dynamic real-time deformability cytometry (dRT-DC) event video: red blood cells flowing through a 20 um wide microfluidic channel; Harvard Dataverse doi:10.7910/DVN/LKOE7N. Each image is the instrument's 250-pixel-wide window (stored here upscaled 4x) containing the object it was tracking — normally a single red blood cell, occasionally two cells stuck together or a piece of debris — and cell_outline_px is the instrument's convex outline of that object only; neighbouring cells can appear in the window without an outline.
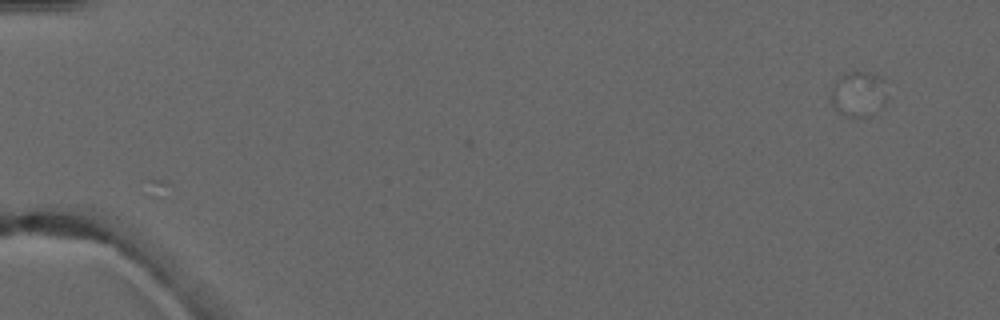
{"species": "common noctule bat (a hibernating species)", "species_latin": "Nyctalus noctula", "temperature_condition": "warm", "stored_images_in_passage": 2, "camera_frame_rate_fps": 3000, "um_per_image_px": 0.085, "animal": {"sex": "male", "forearm_length_mm": 52.5}, "frame": {"image": 1, "passage_image": 2, "time_ms": 1.0, "image_size_px": [1000, 320], "cell_outline_px": [[884, 80], [864, 116], [844, 116], [832, 104], [832, 88], [844, 76], [852, 72], [868, 72]], "centroid_in_image_um": [72.73, 7.92], "position_along_channel_um": 12.3, "area_um2": 11.96}}